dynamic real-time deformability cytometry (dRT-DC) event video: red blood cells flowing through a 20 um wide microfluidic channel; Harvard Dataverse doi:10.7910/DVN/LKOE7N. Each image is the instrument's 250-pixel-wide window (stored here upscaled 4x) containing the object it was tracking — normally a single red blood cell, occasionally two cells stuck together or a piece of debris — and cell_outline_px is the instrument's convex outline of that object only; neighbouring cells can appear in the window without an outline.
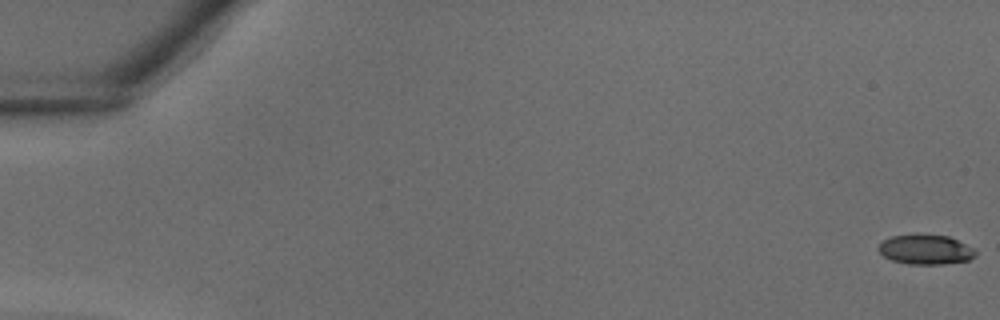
{"species": "common noctule bat (a hibernating species)", "species_latin": "Nyctalus noctula", "temperature_condition": "warm", "stored_images_in_passage": 36, "camera_frame_rate_fps": 3000, "um_per_image_px": 0.085, "animal": {"sex": "male", "body_mass_g": 18.8}, "frame": {"image": 1, "passage_image": 1, "time_ms": 0.0, "image_size_px": [1000, 320], "cell_outline_px": [[976, 256], [968, 260], [944, 264], [908, 264], [892, 260], [884, 256], [876, 248], [884, 240], [892, 236], [948, 236], [972, 248], [976, 252]], "centroid_in_image_um": [78.67, 21.24], "position_along_channel_um": 6.3, "area_um2": 16.24}}
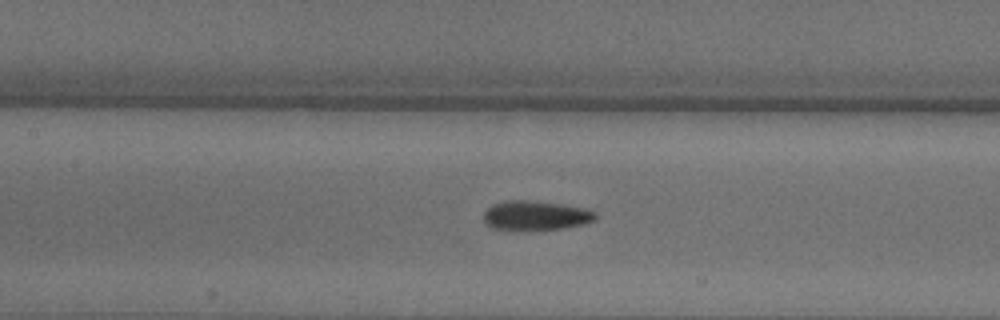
{"frame": {"image": 2, "passage_image": 19, "time_ms": 6.0, "image_size_px": [1000, 320], "cell_outline_px": [[596, 220], [584, 224], [564, 228], [492, 228], [484, 220], [484, 212], [492, 204], [508, 200], [532, 200], [560, 204], [584, 208], [596, 212]], "centroid_in_image_um": [45.57, 18.28], "position_along_channel_um": 161.8, "area_um2": 18.61}}
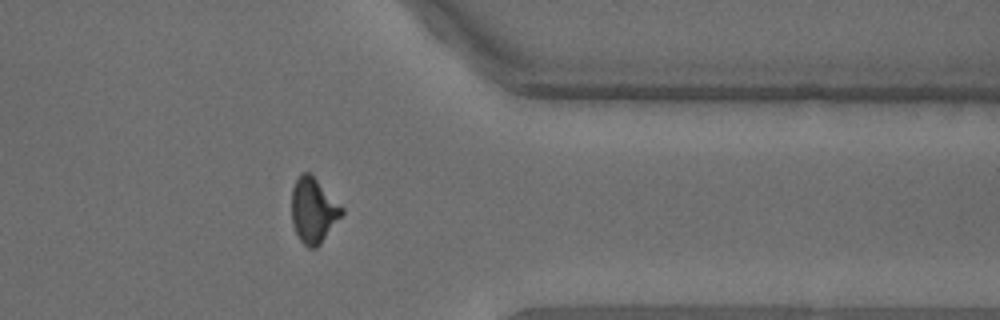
{"frame": {"image": 3, "passage_image": 32, "time_ms": 10.333, "image_size_px": [1000, 320], "cell_outline_px": [[344, 212], [320, 244], [316, 248], [308, 248], [300, 240], [292, 224], [292, 188], [296, 180], [304, 172], [308, 172], [344, 208]], "centroid_in_image_um": [26.63, 17.91], "position_along_channel_um": 384.8, "area_um2": 18.61}}